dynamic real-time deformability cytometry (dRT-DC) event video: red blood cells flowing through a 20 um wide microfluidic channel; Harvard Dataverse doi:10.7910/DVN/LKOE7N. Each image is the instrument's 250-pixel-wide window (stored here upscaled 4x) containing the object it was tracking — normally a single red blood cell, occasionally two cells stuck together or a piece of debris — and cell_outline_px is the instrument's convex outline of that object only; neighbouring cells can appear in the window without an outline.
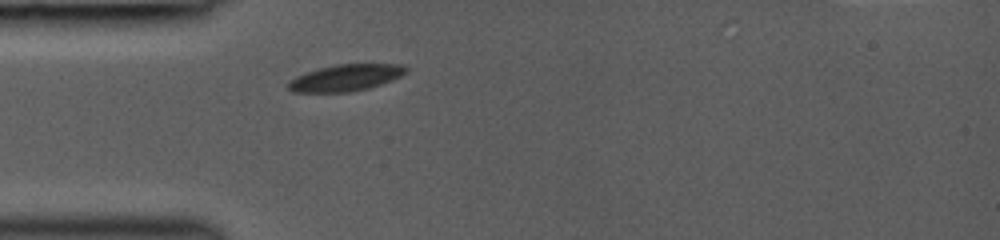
{"species": "common noctule bat (a hibernating species)", "species_latin": "Nyctalus noctula", "temperature_condition": "room temperature", "stored_images_in_passage": 1, "camera_frame_rate_fps": 3000, "um_per_image_px": 0.085, "animal": {"sex": "female", "body_mass_g": 19.0, "forearm_length_mm": 53.3}, "frame": {"image": 1, "passage_image": 1, "time_ms": 0.0, "image_size_px": [1000, 240], "cell_outline_px": [[408, 72], [392, 80], [368, 88], [352, 92], [292, 92], [288, 88], [288, 80], [304, 72], [332, 64], [400, 64], [408, 68]], "centroid_in_image_um": [29.35, 6.6], "position_along_channel_um": 55.6, "area_um2": 18.44}}